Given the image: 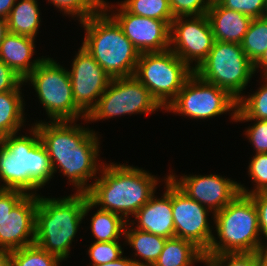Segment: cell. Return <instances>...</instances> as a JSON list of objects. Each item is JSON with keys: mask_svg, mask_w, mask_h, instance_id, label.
Masks as SVG:
<instances>
[{"mask_svg": "<svg viewBox=\"0 0 267 266\" xmlns=\"http://www.w3.org/2000/svg\"><path fill=\"white\" fill-rule=\"evenodd\" d=\"M51 122V123H50ZM50 123V124H49ZM33 125L46 148L53 173L56 169L76 186L77 193H87L92 184L88 179L100 171L97 164L99 141L97 133L89 128L77 126L74 121H49ZM69 123V124H68Z\"/></svg>", "mask_w": 267, "mask_h": 266, "instance_id": "1", "label": "cell"}, {"mask_svg": "<svg viewBox=\"0 0 267 266\" xmlns=\"http://www.w3.org/2000/svg\"><path fill=\"white\" fill-rule=\"evenodd\" d=\"M102 175L87 192L88 199L100 209L119 214L126 221L155 194L158 178L133 166L102 163Z\"/></svg>", "mask_w": 267, "mask_h": 266, "instance_id": "2", "label": "cell"}, {"mask_svg": "<svg viewBox=\"0 0 267 266\" xmlns=\"http://www.w3.org/2000/svg\"><path fill=\"white\" fill-rule=\"evenodd\" d=\"M30 133L31 137L10 134L0 139V178L5 183L0 189L29 194L53 177L50 158L37 129L32 126Z\"/></svg>", "mask_w": 267, "mask_h": 266, "instance_id": "3", "label": "cell"}, {"mask_svg": "<svg viewBox=\"0 0 267 266\" xmlns=\"http://www.w3.org/2000/svg\"><path fill=\"white\" fill-rule=\"evenodd\" d=\"M93 207L87 193L60 199L38 195L34 243L61 261L66 259L79 224Z\"/></svg>", "mask_w": 267, "mask_h": 266, "instance_id": "4", "label": "cell"}, {"mask_svg": "<svg viewBox=\"0 0 267 266\" xmlns=\"http://www.w3.org/2000/svg\"><path fill=\"white\" fill-rule=\"evenodd\" d=\"M107 4L103 0L97 14L80 21L86 30L82 46L110 78L134 76L140 53L108 14Z\"/></svg>", "mask_w": 267, "mask_h": 266, "instance_id": "5", "label": "cell"}, {"mask_svg": "<svg viewBox=\"0 0 267 266\" xmlns=\"http://www.w3.org/2000/svg\"><path fill=\"white\" fill-rule=\"evenodd\" d=\"M213 218L220 241L213 236L206 254L257 252L263 248L258 212L250 195L239 193Z\"/></svg>", "mask_w": 267, "mask_h": 266, "instance_id": "6", "label": "cell"}, {"mask_svg": "<svg viewBox=\"0 0 267 266\" xmlns=\"http://www.w3.org/2000/svg\"><path fill=\"white\" fill-rule=\"evenodd\" d=\"M193 73L191 67L168 49L140 53L134 77L150 91L164 110Z\"/></svg>", "mask_w": 267, "mask_h": 266, "instance_id": "7", "label": "cell"}, {"mask_svg": "<svg viewBox=\"0 0 267 266\" xmlns=\"http://www.w3.org/2000/svg\"><path fill=\"white\" fill-rule=\"evenodd\" d=\"M201 79L226 90L237 101L254 72L241 44L216 41L207 58L194 70Z\"/></svg>", "mask_w": 267, "mask_h": 266, "instance_id": "8", "label": "cell"}, {"mask_svg": "<svg viewBox=\"0 0 267 266\" xmlns=\"http://www.w3.org/2000/svg\"><path fill=\"white\" fill-rule=\"evenodd\" d=\"M30 81L52 121H76L85 114L75 105L69 71L52 58H44L24 79Z\"/></svg>", "mask_w": 267, "mask_h": 266, "instance_id": "9", "label": "cell"}, {"mask_svg": "<svg viewBox=\"0 0 267 266\" xmlns=\"http://www.w3.org/2000/svg\"><path fill=\"white\" fill-rule=\"evenodd\" d=\"M237 106L238 101L226 90L206 82L193 73L165 110L192 119L213 118L232 111L231 119L235 120Z\"/></svg>", "mask_w": 267, "mask_h": 266, "instance_id": "10", "label": "cell"}, {"mask_svg": "<svg viewBox=\"0 0 267 266\" xmlns=\"http://www.w3.org/2000/svg\"><path fill=\"white\" fill-rule=\"evenodd\" d=\"M163 108L134 76L111 79L85 121H97L125 114H148Z\"/></svg>", "mask_w": 267, "mask_h": 266, "instance_id": "11", "label": "cell"}, {"mask_svg": "<svg viewBox=\"0 0 267 266\" xmlns=\"http://www.w3.org/2000/svg\"><path fill=\"white\" fill-rule=\"evenodd\" d=\"M189 17H176L171 22L170 49L195 70L207 58L215 39L206 14ZM193 60L195 67L190 66Z\"/></svg>", "mask_w": 267, "mask_h": 266, "instance_id": "12", "label": "cell"}, {"mask_svg": "<svg viewBox=\"0 0 267 266\" xmlns=\"http://www.w3.org/2000/svg\"><path fill=\"white\" fill-rule=\"evenodd\" d=\"M69 77L75 105L88 116L112 78L83 46L80 47L72 62Z\"/></svg>", "mask_w": 267, "mask_h": 266, "instance_id": "13", "label": "cell"}, {"mask_svg": "<svg viewBox=\"0 0 267 266\" xmlns=\"http://www.w3.org/2000/svg\"><path fill=\"white\" fill-rule=\"evenodd\" d=\"M172 211L175 237L192 242L206 253L213 238L207 217L210 210L188 197L172 182Z\"/></svg>", "mask_w": 267, "mask_h": 266, "instance_id": "14", "label": "cell"}, {"mask_svg": "<svg viewBox=\"0 0 267 266\" xmlns=\"http://www.w3.org/2000/svg\"><path fill=\"white\" fill-rule=\"evenodd\" d=\"M167 176L188 197L213 210V215L240 193L239 183L220 175H185L179 180L173 173Z\"/></svg>", "mask_w": 267, "mask_h": 266, "instance_id": "15", "label": "cell"}, {"mask_svg": "<svg viewBox=\"0 0 267 266\" xmlns=\"http://www.w3.org/2000/svg\"><path fill=\"white\" fill-rule=\"evenodd\" d=\"M119 8L118 13L110 16L139 53L162 52L170 49L171 22L132 14L122 4Z\"/></svg>", "mask_w": 267, "mask_h": 266, "instance_id": "16", "label": "cell"}, {"mask_svg": "<svg viewBox=\"0 0 267 266\" xmlns=\"http://www.w3.org/2000/svg\"><path fill=\"white\" fill-rule=\"evenodd\" d=\"M37 193L26 194L0 225V246L13 251L34 244ZM31 236V237H30Z\"/></svg>", "mask_w": 267, "mask_h": 266, "instance_id": "17", "label": "cell"}, {"mask_svg": "<svg viewBox=\"0 0 267 266\" xmlns=\"http://www.w3.org/2000/svg\"><path fill=\"white\" fill-rule=\"evenodd\" d=\"M165 181L166 192L163 196L158 199L153 194L149 201L134 214V217L138 221L136 229L169 239L175 237L172 211V181L168 176Z\"/></svg>", "mask_w": 267, "mask_h": 266, "instance_id": "18", "label": "cell"}, {"mask_svg": "<svg viewBox=\"0 0 267 266\" xmlns=\"http://www.w3.org/2000/svg\"><path fill=\"white\" fill-rule=\"evenodd\" d=\"M214 39L220 42L241 44L252 18L241 12L227 9L220 3L211 4L206 13Z\"/></svg>", "mask_w": 267, "mask_h": 266, "instance_id": "19", "label": "cell"}, {"mask_svg": "<svg viewBox=\"0 0 267 266\" xmlns=\"http://www.w3.org/2000/svg\"><path fill=\"white\" fill-rule=\"evenodd\" d=\"M34 40L28 36L9 32L0 44V60L11 67L23 80L44 59L39 57L31 61L35 48Z\"/></svg>", "mask_w": 267, "mask_h": 266, "instance_id": "20", "label": "cell"}, {"mask_svg": "<svg viewBox=\"0 0 267 266\" xmlns=\"http://www.w3.org/2000/svg\"><path fill=\"white\" fill-rule=\"evenodd\" d=\"M128 224V225H127ZM125 227L124 235L126 242L130 247L136 250L134 253L135 256L142 257L141 260L133 259L139 266H153L154 263L158 260L159 255L161 254L164 245L166 243V238L152 234L150 232L142 231L140 229H131L129 226L134 225L135 222L128 223Z\"/></svg>", "mask_w": 267, "mask_h": 266, "instance_id": "21", "label": "cell"}, {"mask_svg": "<svg viewBox=\"0 0 267 266\" xmlns=\"http://www.w3.org/2000/svg\"><path fill=\"white\" fill-rule=\"evenodd\" d=\"M8 92L0 93V139L10 134H16L24 125V99L21 85Z\"/></svg>", "mask_w": 267, "mask_h": 266, "instance_id": "22", "label": "cell"}, {"mask_svg": "<svg viewBox=\"0 0 267 266\" xmlns=\"http://www.w3.org/2000/svg\"><path fill=\"white\" fill-rule=\"evenodd\" d=\"M39 11L37 0L16 2L7 17L9 32L35 39L41 22Z\"/></svg>", "mask_w": 267, "mask_h": 266, "instance_id": "23", "label": "cell"}, {"mask_svg": "<svg viewBox=\"0 0 267 266\" xmlns=\"http://www.w3.org/2000/svg\"><path fill=\"white\" fill-rule=\"evenodd\" d=\"M203 252L192 242L182 238H169L153 266H192L199 262Z\"/></svg>", "mask_w": 267, "mask_h": 266, "instance_id": "24", "label": "cell"}, {"mask_svg": "<svg viewBox=\"0 0 267 266\" xmlns=\"http://www.w3.org/2000/svg\"><path fill=\"white\" fill-rule=\"evenodd\" d=\"M127 222L119 214L99 208L91 218L90 228L97 242H110L119 240Z\"/></svg>", "mask_w": 267, "mask_h": 266, "instance_id": "25", "label": "cell"}, {"mask_svg": "<svg viewBox=\"0 0 267 266\" xmlns=\"http://www.w3.org/2000/svg\"><path fill=\"white\" fill-rule=\"evenodd\" d=\"M267 81V76H262ZM267 120V82L248 98L241 96L238 100L235 122Z\"/></svg>", "mask_w": 267, "mask_h": 266, "instance_id": "26", "label": "cell"}, {"mask_svg": "<svg viewBox=\"0 0 267 266\" xmlns=\"http://www.w3.org/2000/svg\"><path fill=\"white\" fill-rule=\"evenodd\" d=\"M241 47L253 64L261 58L267 49V17L252 19Z\"/></svg>", "mask_w": 267, "mask_h": 266, "instance_id": "27", "label": "cell"}, {"mask_svg": "<svg viewBox=\"0 0 267 266\" xmlns=\"http://www.w3.org/2000/svg\"><path fill=\"white\" fill-rule=\"evenodd\" d=\"M59 261L62 262L56 255L34 243L10 251L9 266H59Z\"/></svg>", "mask_w": 267, "mask_h": 266, "instance_id": "28", "label": "cell"}, {"mask_svg": "<svg viewBox=\"0 0 267 266\" xmlns=\"http://www.w3.org/2000/svg\"><path fill=\"white\" fill-rule=\"evenodd\" d=\"M120 3L135 15L164 22H172L174 20L169 0H124V2Z\"/></svg>", "mask_w": 267, "mask_h": 266, "instance_id": "29", "label": "cell"}, {"mask_svg": "<svg viewBox=\"0 0 267 266\" xmlns=\"http://www.w3.org/2000/svg\"><path fill=\"white\" fill-rule=\"evenodd\" d=\"M54 6L63 11L64 14L85 20L97 14L103 8V0H48Z\"/></svg>", "mask_w": 267, "mask_h": 266, "instance_id": "30", "label": "cell"}, {"mask_svg": "<svg viewBox=\"0 0 267 266\" xmlns=\"http://www.w3.org/2000/svg\"><path fill=\"white\" fill-rule=\"evenodd\" d=\"M248 167V174L256 186L255 189L248 191L239 183L240 193L251 195L257 192H267V153H256Z\"/></svg>", "mask_w": 267, "mask_h": 266, "instance_id": "31", "label": "cell"}, {"mask_svg": "<svg viewBox=\"0 0 267 266\" xmlns=\"http://www.w3.org/2000/svg\"><path fill=\"white\" fill-rule=\"evenodd\" d=\"M119 240L110 242L95 241L90 245L88 254L92 260V265H99L118 260L123 255L122 247Z\"/></svg>", "mask_w": 267, "mask_h": 266, "instance_id": "32", "label": "cell"}, {"mask_svg": "<svg viewBox=\"0 0 267 266\" xmlns=\"http://www.w3.org/2000/svg\"><path fill=\"white\" fill-rule=\"evenodd\" d=\"M220 4L255 19L265 15L267 0H222Z\"/></svg>", "mask_w": 267, "mask_h": 266, "instance_id": "33", "label": "cell"}, {"mask_svg": "<svg viewBox=\"0 0 267 266\" xmlns=\"http://www.w3.org/2000/svg\"><path fill=\"white\" fill-rule=\"evenodd\" d=\"M169 5L174 18L203 15L211 6L208 0H169Z\"/></svg>", "mask_w": 267, "mask_h": 266, "instance_id": "34", "label": "cell"}, {"mask_svg": "<svg viewBox=\"0 0 267 266\" xmlns=\"http://www.w3.org/2000/svg\"><path fill=\"white\" fill-rule=\"evenodd\" d=\"M220 266H257V252L222 253L211 255Z\"/></svg>", "mask_w": 267, "mask_h": 266, "instance_id": "35", "label": "cell"}, {"mask_svg": "<svg viewBox=\"0 0 267 266\" xmlns=\"http://www.w3.org/2000/svg\"><path fill=\"white\" fill-rule=\"evenodd\" d=\"M253 121L257 122L247 128L245 133L256 149V153H267V120Z\"/></svg>", "mask_w": 267, "mask_h": 266, "instance_id": "36", "label": "cell"}, {"mask_svg": "<svg viewBox=\"0 0 267 266\" xmlns=\"http://www.w3.org/2000/svg\"><path fill=\"white\" fill-rule=\"evenodd\" d=\"M25 195L21 190L0 189V225Z\"/></svg>", "mask_w": 267, "mask_h": 266, "instance_id": "37", "label": "cell"}, {"mask_svg": "<svg viewBox=\"0 0 267 266\" xmlns=\"http://www.w3.org/2000/svg\"><path fill=\"white\" fill-rule=\"evenodd\" d=\"M254 201L258 212V224L260 234L265 236L267 240V192H257L250 195ZM263 248H267V243L265 242Z\"/></svg>", "mask_w": 267, "mask_h": 266, "instance_id": "38", "label": "cell"}, {"mask_svg": "<svg viewBox=\"0 0 267 266\" xmlns=\"http://www.w3.org/2000/svg\"><path fill=\"white\" fill-rule=\"evenodd\" d=\"M24 80L0 60V93L15 90Z\"/></svg>", "mask_w": 267, "mask_h": 266, "instance_id": "39", "label": "cell"}, {"mask_svg": "<svg viewBox=\"0 0 267 266\" xmlns=\"http://www.w3.org/2000/svg\"><path fill=\"white\" fill-rule=\"evenodd\" d=\"M92 266H139L132 258L120 257L118 260Z\"/></svg>", "mask_w": 267, "mask_h": 266, "instance_id": "40", "label": "cell"}, {"mask_svg": "<svg viewBox=\"0 0 267 266\" xmlns=\"http://www.w3.org/2000/svg\"><path fill=\"white\" fill-rule=\"evenodd\" d=\"M18 0H0V18L7 19L11 9Z\"/></svg>", "mask_w": 267, "mask_h": 266, "instance_id": "41", "label": "cell"}, {"mask_svg": "<svg viewBox=\"0 0 267 266\" xmlns=\"http://www.w3.org/2000/svg\"><path fill=\"white\" fill-rule=\"evenodd\" d=\"M261 67L264 72L263 75L267 76V49L265 50L261 58L254 64V72H256L257 68L261 69Z\"/></svg>", "mask_w": 267, "mask_h": 266, "instance_id": "42", "label": "cell"}, {"mask_svg": "<svg viewBox=\"0 0 267 266\" xmlns=\"http://www.w3.org/2000/svg\"><path fill=\"white\" fill-rule=\"evenodd\" d=\"M10 251L0 246V266H9Z\"/></svg>", "mask_w": 267, "mask_h": 266, "instance_id": "43", "label": "cell"}, {"mask_svg": "<svg viewBox=\"0 0 267 266\" xmlns=\"http://www.w3.org/2000/svg\"><path fill=\"white\" fill-rule=\"evenodd\" d=\"M199 262L205 263L206 266H220L219 263L211 256L206 253H203L199 257Z\"/></svg>", "mask_w": 267, "mask_h": 266, "instance_id": "44", "label": "cell"}, {"mask_svg": "<svg viewBox=\"0 0 267 266\" xmlns=\"http://www.w3.org/2000/svg\"><path fill=\"white\" fill-rule=\"evenodd\" d=\"M9 33L7 19L0 18V44L4 40V37Z\"/></svg>", "mask_w": 267, "mask_h": 266, "instance_id": "45", "label": "cell"}, {"mask_svg": "<svg viewBox=\"0 0 267 266\" xmlns=\"http://www.w3.org/2000/svg\"><path fill=\"white\" fill-rule=\"evenodd\" d=\"M257 266H267V248L258 250Z\"/></svg>", "mask_w": 267, "mask_h": 266, "instance_id": "46", "label": "cell"}, {"mask_svg": "<svg viewBox=\"0 0 267 266\" xmlns=\"http://www.w3.org/2000/svg\"><path fill=\"white\" fill-rule=\"evenodd\" d=\"M210 4L220 3L222 0H208Z\"/></svg>", "mask_w": 267, "mask_h": 266, "instance_id": "47", "label": "cell"}, {"mask_svg": "<svg viewBox=\"0 0 267 266\" xmlns=\"http://www.w3.org/2000/svg\"><path fill=\"white\" fill-rule=\"evenodd\" d=\"M264 16L267 17V7H266V12H265V15Z\"/></svg>", "mask_w": 267, "mask_h": 266, "instance_id": "48", "label": "cell"}]
</instances>
